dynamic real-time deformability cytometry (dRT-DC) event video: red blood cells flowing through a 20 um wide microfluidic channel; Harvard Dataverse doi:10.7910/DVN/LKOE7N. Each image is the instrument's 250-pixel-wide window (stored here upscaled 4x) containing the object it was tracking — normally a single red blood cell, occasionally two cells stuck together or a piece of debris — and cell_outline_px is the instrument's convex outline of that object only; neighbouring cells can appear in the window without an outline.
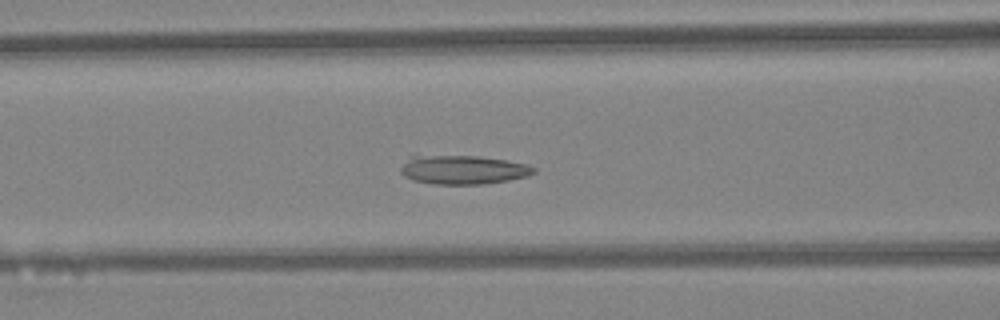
{"species": "Egyptian fruit bat (a non-hibernating species)", "species_latin": "Rousettus aegyptiacus", "temperature_condition": "warm", "stored_images_in_passage": 44, "camera_frame_rate_fps": 3000, "um_per_image_px": 0.085, "animal": {"sex": "female"}, "frame": {"image": 1, "passage_image": 16, "time_ms": 5.0, "image_size_px": [1000, 320], "cell_outline_px": [[536, 172], [528, 176], [508, 180], [484, 184], [436, 184], [412, 180], [404, 176], [400, 172], [400, 168], [412, 152], [416, 152], [476, 156], [508, 160], [528, 164], [536, 168]], "centroid_in_image_um": [39.27, 14.37], "position_along_channel_um": 127.3, "area_um2": 23.47}}
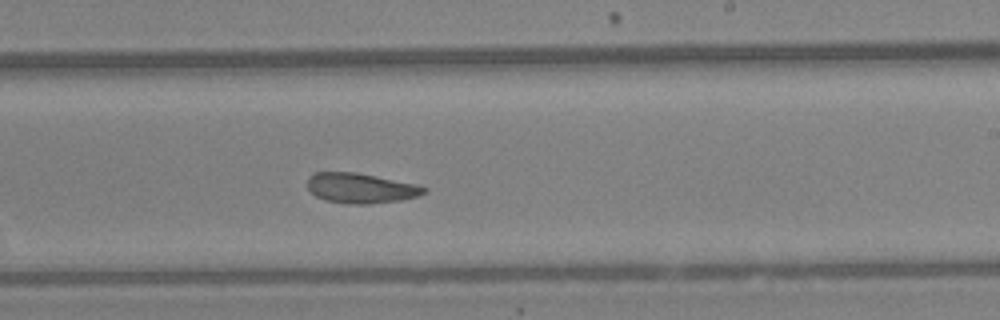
{"frame": {"image": 2, "passage_image": 25, "time_ms": 8.0, "image_size_px": [1000, 320], "cell_outline_px": [[428, 188], [420, 196], [400, 200], [368, 204], [348, 204], [324, 200], [316, 196], [308, 188], [308, 180], [316, 172], [356, 172], [416, 184]], "centroid_in_image_um": [30.68, 16.0], "position_along_channel_um": 258.3, "area_um2": 20.29}}
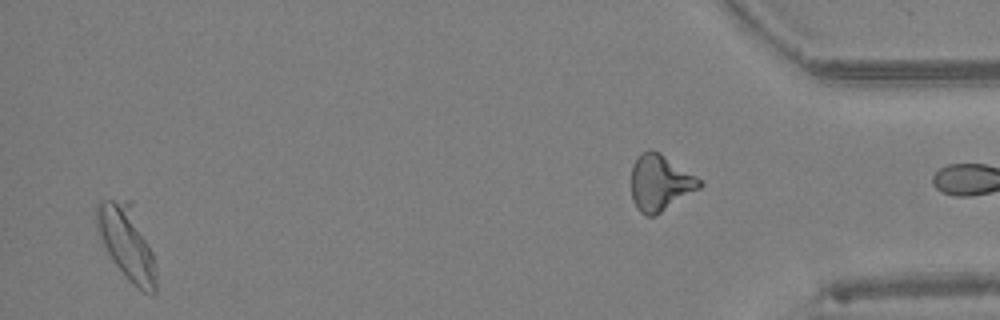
{"frame": {"image": 3, "passage_image": 42, "time_ms": 13.667, "image_size_px": [1000, 320], "cell_outline_px": [[156, 292], [152, 296], [136, 288], [128, 280], [112, 260], [104, 244], [96, 224], [96, 208], [100, 200], [132, 200], [152, 252], [156, 272]], "centroid_in_image_um": [10.81, 20.65], "position_along_channel_um": 424.4, "area_um2": 25.61}}